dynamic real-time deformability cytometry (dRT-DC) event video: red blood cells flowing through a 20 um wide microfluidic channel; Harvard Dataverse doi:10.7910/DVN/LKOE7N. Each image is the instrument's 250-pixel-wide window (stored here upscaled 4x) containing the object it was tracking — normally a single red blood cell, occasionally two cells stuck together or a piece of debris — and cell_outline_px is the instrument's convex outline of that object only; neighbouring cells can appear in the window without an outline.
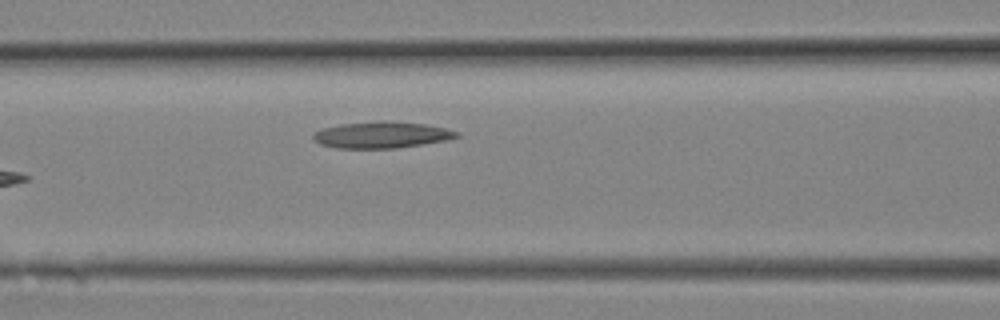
{"species": "Egyptian fruit bat (a non-hibernating species)", "species_latin": "Rousettus aegyptiacus", "temperature_condition": "room temperature", "stored_images_in_passage": 8, "camera_frame_rate_fps": 3000, "um_per_image_px": 0.085, "animal": {"sex": "female"}, "frame": {"image": 1, "passage_image": 8, "time_ms": 2.333, "image_size_px": [1000, 320], "cell_outline_px": [[460, 136], [448, 140], [396, 148], [336, 148], [320, 144], [312, 136], [316, 132], [324, 128], [340, 124], [424, 124], [444, 128], [460, 132]], "centroid_in_image_um": [32.47, 11.52], "position_along_channel_um": 134.1, "area_um2": 20.75}}